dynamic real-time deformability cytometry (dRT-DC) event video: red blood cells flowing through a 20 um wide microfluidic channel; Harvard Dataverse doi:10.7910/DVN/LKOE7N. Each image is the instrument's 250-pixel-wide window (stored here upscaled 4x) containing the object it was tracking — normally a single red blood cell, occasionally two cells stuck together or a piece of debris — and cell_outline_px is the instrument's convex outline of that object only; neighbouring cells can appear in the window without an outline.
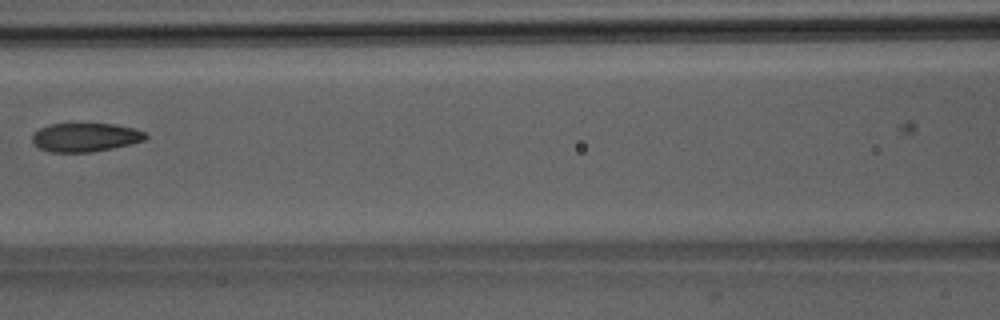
{"species": "Egyptian fruit bat (a non-hibernating species)", "species_latin": "Rousettus aegyptiacus", "temperature_condition": "room temperature", "stored_images_in_passage": 5, "camera_frame_rate_fps": 3000, "um_per_image_px": 0.085, "animal": {"sex": "male"}, "frame": {"image": 1, "passage_image": 5, "time_ms": 4.667, "image_size_px": [1000, 320], "cell_outline_px": [[148, 136], [144, 140], [112, 148], [92, 152], [48, 152], [40, 148], [32, 140], [32, 132], [48, 124], [116, 124], [136, 128], [144, 132]], "centroid_in_image_um": [7.24, 11.66], "position_along_channel_um": 159.4, "area_um2": 18.96}}